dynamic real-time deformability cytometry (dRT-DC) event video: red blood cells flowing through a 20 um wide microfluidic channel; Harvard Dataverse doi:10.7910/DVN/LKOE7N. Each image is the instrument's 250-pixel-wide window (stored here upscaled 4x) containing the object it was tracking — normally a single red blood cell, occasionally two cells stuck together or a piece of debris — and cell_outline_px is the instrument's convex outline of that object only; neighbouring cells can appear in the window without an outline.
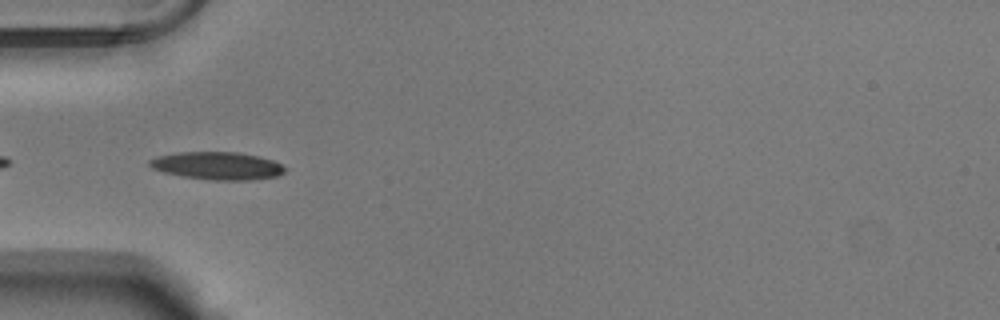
{"species": "Egyptian fruit bat (a non-hibernating species)", "species_latin": "Rousettus aegyptiacus", "temperature_condition": "warm", "stored_images_in_passage": 31, "camera_frame_rate_fps": 3000, "um_per_image_px": 0.085, "animal": {"sex": "male"}, "frame": {"image": 1, "passage_image": 2, "time_ms": 0.333, "image_size_px": [1000, 320], "cell_outline_px": [[288, 168], [284, 172], [276, 176], [252, 180], [212, 180], [180, 176], [164, 172], [152, 168], [148, 164], [148, 160], [156, 156], [176, 152], [240, 152], [272, 160]], "centroid_in_image_um": [18.45, 14.09], "position_along_channel_um": 66.6, "area_um2": 21.96}}
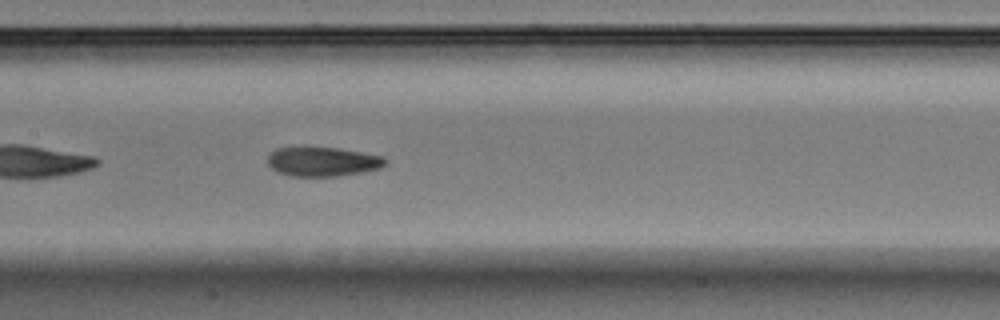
{"frame": {"image": 2, "passage_image": 11, "time_ms": 3.333, "image_size_px": [1000, 320], "cell_outline_px": [[388, 164], [380, 168], [360, 172], [336, 176], [288, 176], [276, 172], [268, 164], [268, 152], [276, 148], [304, 144], [308, 144], [340, 148], [384, 156], [388, 160]], "centroid_in_image_um": [27.37, 13.68], "position_along_channel_um": 180.0, "area_um2": 21.15}}
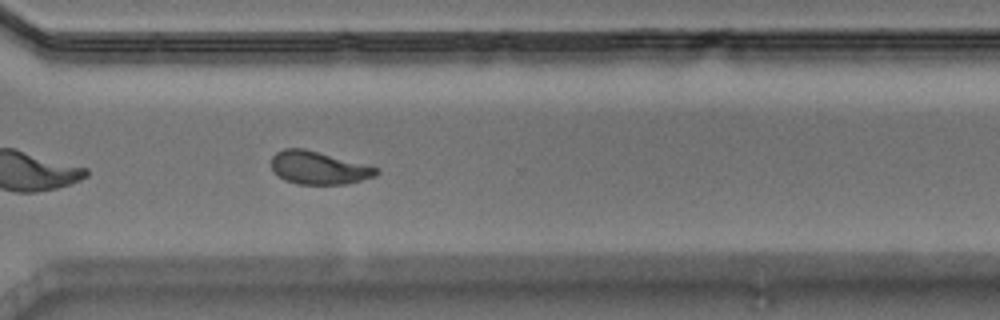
{"frame": {"image": 3, "passage_image": 24, "time_ms": 7.667, "image_size_px": [1000, 320], "cell_outline_px": [[380, 172], [376, 176], [348, 184], [296, 184], [284, 180], [272, 172], [272, 156], [276, 152], [284, 148], [304, 148], [368, 164], [380, 168]], "centroid_in_image_um": [27.11, 14.26], "position_along_channel_um": 343.5, "area_um2": 20.58}, "authors_computed_cell_mechanics": {"area_um2": 20.8658, "velocity_mm_per_s": 3.7814, "shape_relaxation_time_tau1_ms": 5.4339, "shape_relaxation_time_tau2_ms": 2.0407, "deformation_change_tau1": 0.1643, "deformation_change_tau2": 0.0866}}